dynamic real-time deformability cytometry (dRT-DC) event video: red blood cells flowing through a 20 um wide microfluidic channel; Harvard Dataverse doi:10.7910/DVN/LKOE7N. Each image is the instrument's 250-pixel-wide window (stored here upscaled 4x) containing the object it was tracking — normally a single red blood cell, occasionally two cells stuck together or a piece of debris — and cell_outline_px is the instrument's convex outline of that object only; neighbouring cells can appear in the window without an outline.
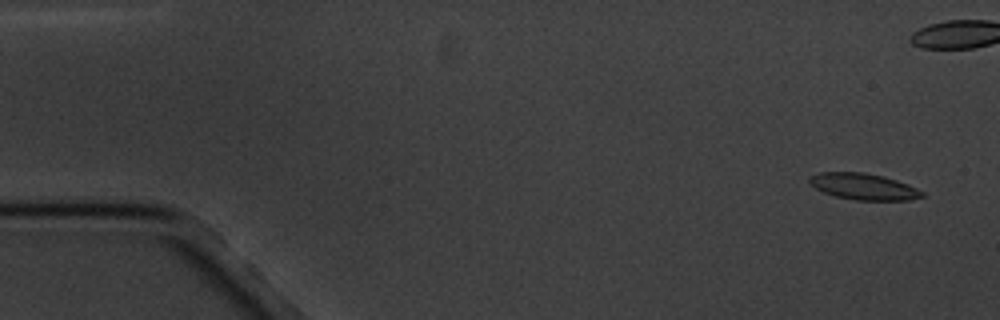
{"species": "common noctule bat (a hibernating species)", "species_latin": "Nyctalus noctula", "temperature_condition": "cold", "stored_images_in_passage": 6, "camera_frame_rate_fps": 3000, "um_per_image_px": 0.085, "animal": {"sex": "male", "body_mass_g": 20.1, "forearm_length_mm": 53.5}, "frame": {"image": 1, "passage_image": 1, "time_ms": 0.0, "image_size_px": [1000, 320], "cell_outline_px": [[924, 196], [908, 200], [856, 200], [836, 196], [824, 192], [816, 188], [808, 180], [812, 176], [820, 172], [864, 172], [884, 176], [908, 184], [924, 192]], "centroid_in_image_um": [73.44, 15.85], "position_along_channel_um": 11.6, "area_um2": 17.11}}
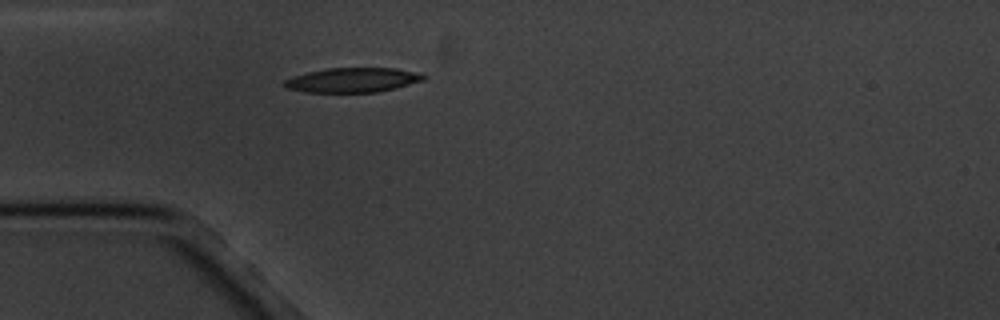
{"frame": {"image": 2, "passage_image": 6, "time_ms": 6.0, "image_size_px": [1000, 320], "cell_outline_px": [[428, 76], [424, 80], [396, 88], [376, 92], [304, 92], [284, 88], [280, 84], [284, 80], [292, 76], [308, 72], [328, 68], [396, 68]], "centroid_in_image_um": [29.9, 6.81], "position_along_channel_um": 55.1, "area_um2": 20.0}}